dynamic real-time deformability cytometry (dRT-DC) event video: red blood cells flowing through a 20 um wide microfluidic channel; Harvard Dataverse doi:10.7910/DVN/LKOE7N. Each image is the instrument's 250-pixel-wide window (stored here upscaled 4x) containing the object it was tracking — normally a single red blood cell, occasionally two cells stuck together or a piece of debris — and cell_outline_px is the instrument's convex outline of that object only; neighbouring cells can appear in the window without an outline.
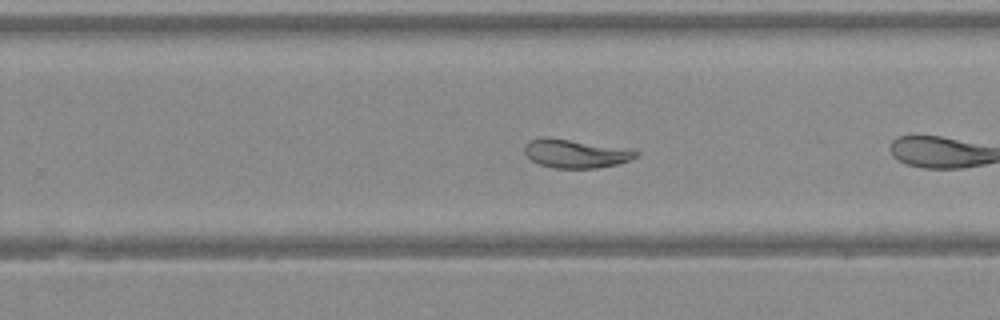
{"species": "Egyptian fruit bat (a non-hibernating species)", "species_latin": "Rousettus aegyptiacus", "temperature_condition": "warm", "stored_images_in_passage": 29, "camera_frame_rate_fps": 3000, "um_per_image_px": 0.085, "animal": {"sex": "female"}, "frame": {"image": 1, "passage_image": 13, "time_ms": 4.0, "image_size_px": [1000, 320], "cell_outline_px": [[640, 152], [636, 156], [628, 160], [616, 164], [596, 168], [556, 168], [540, 164], [532, 160], [524, 152], [524, 148], [528, 140], [540, 136], [548, 136], [632, 148]], "centroid_in_image_um": [48.93, 13.01], "position_along_channel_um": 280.9, "area_um2": 18.9}}